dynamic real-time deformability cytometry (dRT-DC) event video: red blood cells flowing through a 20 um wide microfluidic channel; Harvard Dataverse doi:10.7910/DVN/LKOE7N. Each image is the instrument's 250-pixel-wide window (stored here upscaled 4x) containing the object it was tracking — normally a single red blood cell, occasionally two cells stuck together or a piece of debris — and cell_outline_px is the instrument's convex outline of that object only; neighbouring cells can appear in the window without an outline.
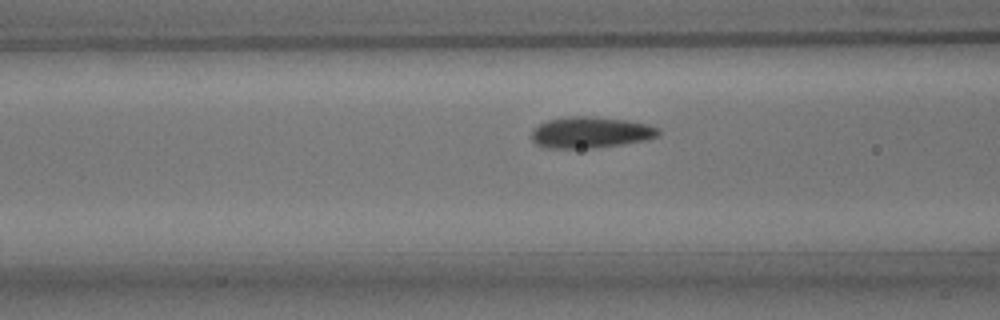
{"species": "common noctule bat (a hibernating species)", "species_latin": "Nyctalus noctula", "temperature_condition": "room temperature", "stored_images_in_passage": 35, "camera_frame_rate_fps": 3000, "um_per_image_px": 0.085, "animal": {"sex": "male", "body_mass_g": 15.6}, "frame": {"image": 1, "passage_image": 7, "time_ms": 2.0, "image_size_px": [1000, 320], "cell_outline_px": [[660, 136], [648, 140], [624, 144], [592, 148], [540, 148], [532, 140], [532, 128], [548, 120], [568, 116], [592, 116], [628, 120], [648, 124], [660, 128]], "centroid_in_image_um": [50.22, 11.26], "position_along_channel_um": 116.4, "area_um2": 23.52}}
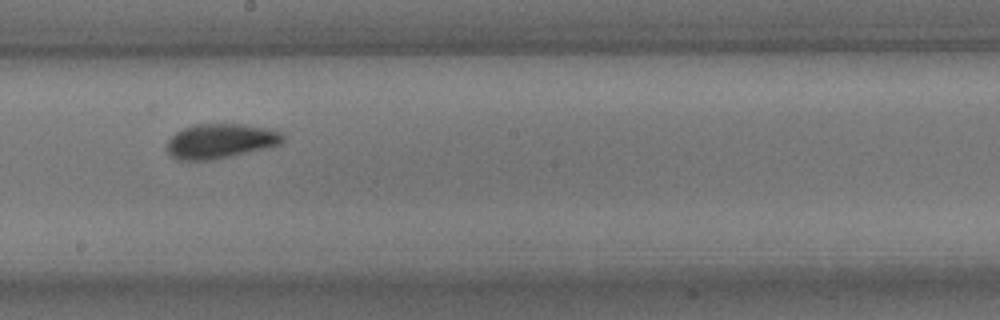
{"frame": {"image": 2, "passage_image": 16, "time_ms": 5.0, "image_size_px": [1000, 320], "cell_outline_px": [[284, 140], [280, 144], [232, 156], [212, 160], [180, 160], [172, 156], [168, 152], [168, 140], [176, 132], [192, 124], [244, 124], [268, 128], [280, 132], [284, 136]], "centroid_in_image_um": [18.74, 11.98], "position_along_channel_um": 229.5, "area_um2": 23.29}}
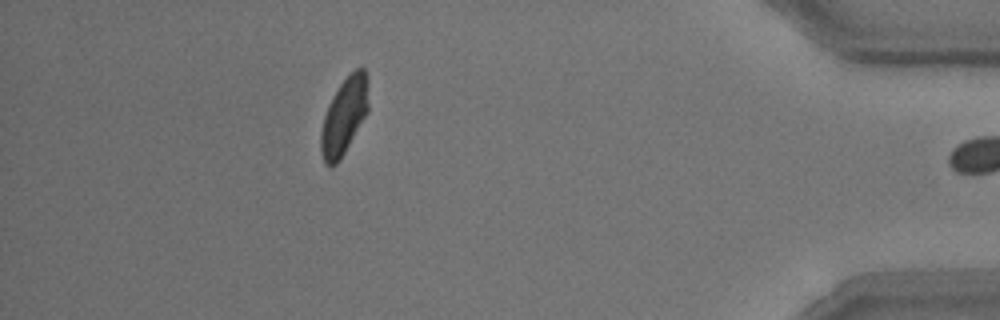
{"frame": {"image": 3, "passage_image": 34, "time_ms": 11.0, "image_size_px": [1000, 320], "cell_outline_px": [[368, 112], [340, 160], [336, 164], [328, 168], [324, 164], [320, 152], [320, 132], [324, 116], [328, 104], [332, 96], [340, 84], [356, 68], [364, 68], [368, 76]], "centroid_in_image_um": [29.24, 9.9], "position_along_channel_um": 406.0, "area_um2": 21.5}, "authors_computed_cell_mechanics": {"area_um2": 22.6576, "velocity_mm_per_s": 3.7606, "shape_relaxation_time_tau1_ms": 2.7998, "shape_relaxation_time_tau2_ms": null, "deformation_change_tau1": 0.1055, "deformation_change_tau2": null}}